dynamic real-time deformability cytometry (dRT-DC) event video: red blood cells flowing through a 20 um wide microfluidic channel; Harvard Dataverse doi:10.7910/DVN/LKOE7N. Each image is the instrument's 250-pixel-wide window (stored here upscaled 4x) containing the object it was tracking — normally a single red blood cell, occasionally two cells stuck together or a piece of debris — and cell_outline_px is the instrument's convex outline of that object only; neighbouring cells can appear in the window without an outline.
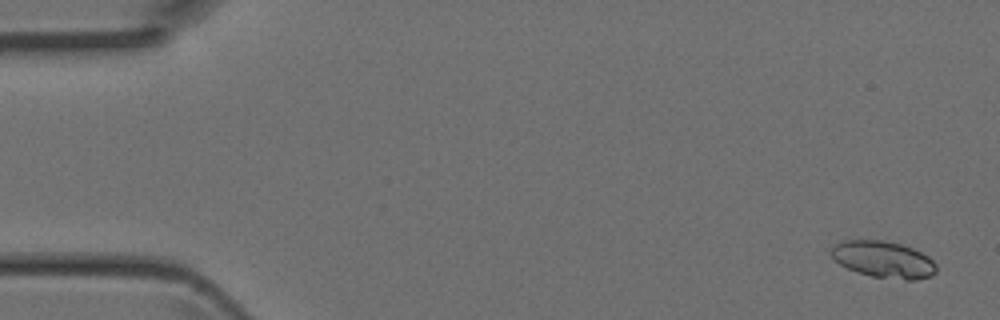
{"species": "Egyptian fruit bat (a non-hibernating species)", "species_latin": "Rousettus aegyptiacus", "temperature_condition": "room temperature", "stored_images_in_passage": 2, "camera_frame_rate_fps": 3000, "um_per_image_px": 0.085, "animal": {"sex": "female"}, "frame": {"image": 1, "passage_image": 2, "time_ms": 0.333, "image_size_px": [1000, 320], "cell_outline_px": [[936, 272], [932, 276], [916, 280], [904, 280], [872, 276], [856, 272], [840, 264], [832, 256], [832, 248], [836, 244], [844, 240], [884, 240], [900, 244], [912, 248], [928, 256], [936, 264]], "centroid_in_image_um": [75.13, 22.06], "position_along_channel_um": 9.9, "area_um2": 22.37}}